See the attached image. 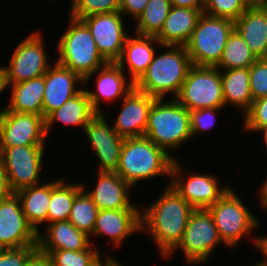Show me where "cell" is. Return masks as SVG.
Returning a JSON list of instances; mask_svg holds the SVG:
<instances>
[{
	"instance_id": "1",
	"label": "cell",
	"mask_w": 267,
	"mask_h": 266,
	"mask_svg": "<svg viewBox=\"0 0 267 266\" xmlns=\"http://www.w3.org/2000/svg\"><path fill=\"white\" fill-rule=\"evenodd\" d=\"M194 210L170 185L158 200L141 210V228L147 229L165 258L181 241Z\"/></svg>"
},
{
	"instance_id": "2",
	"label": "cell",
	"mask_w": 267,
	"mask_h": 266,
	"mask_svg": "<svg viewBox=\"0 0 267 266\" xmlns=\"http://www.w3.org/2000/svg\"><path fill=\"white\" fill-rule=\"evenodd\" d=\"M175 159L145 136L124 138L115 172L134 187L140 180L170 176Z\"/></svg>"
},
{
	"instance_id": "3",
	"label": "cell",
	"mask_w": 267,
	"mask_h": 266,
	"mask_svg": "<svg viewBox=\"0 0 267 266\" xmlns=\"http://www.w3.org/2000/svg\"><path fill=\"white\" fill-rule=\"evenodd\" d=\"M170 50L153 57L147 70L134 83V87L156 99H164L166 94L176 98L186 76L193 66L185 46L163 45Z\"/></svg>"
},
{
	"instance_id": "4",
	"label": "cell",
	"mask_w": 267,
	"mask_h": 266,
	"mask_svg": "<svg viewBox=\"0 0 267 266\" xmlns=\"http://www.w3.org/2000/svg\"><path fill=\"white\" fill-rule=\"evenodd\" d=\"M68 30L59 39L60 65L78 74L84 83L107 62L99 54L90 29L80 19L70 17Z\"/></svg>"
},
{
	"instance_id": "5",
	"label": "cell",
	"mask_w": 267,
	"mask_h": 266,
	"mask_svg": "<svg viewBox=\"0 0 267 266\" xmlns=\"http://www.w3.org/2000/svg\"><path fill=\"white\" fill-rule=\"evenodd\" d=\"M145 137L169 153L192 138L190 113L175 98L172 101L156 99L148 114Z\"/></svg>"
},
{
	"instance_id": "6",
	"label": "cell",
	"mask_w": 267,
	"mask_h": 266,
	"mask_svg": "<svg viewBox=\"0 0 267 266\" xmlns=\"http://www.w3.org/2000/svg\"><path fill=\"white\" fill-rule=\"evenodd\" d=\"M233 30L234 21L203 13L185 44L192 64L216 67Z\"/></svg>"
},
{
	"instance_id": "7",
	"label": "cell",
	"mask_w": 267,
	"mask_h": 266,
	"mask_svg": "<svg viewBox=\"0 0 267 266\" xmlns=\"http://www.w3.org/2000/svg\"><path fill=\"white\" fill-rule=\"evenodd\" d=\"M208 210L222 242L231 248L236 247L242 237L258 225L255 215L243 204L232 187Z\"/></svg>"
},
{
	"instance_id": "8",
	"label": "cell",
	"mask_w": 267,
	"mask_h": 266,
	"mask_svg": "<svg viewBox=\"0 0 267 266\" xmlns=\"http://www.w3.org/2000/svg\"><path fill=\"white\" fill-rule=\"evenodd\" d=\"M175 99L189 111L222 108L225 103L220 69L193 65Z\"/></svg>"
},
{
	"instance_id": "9",
	"label": "cell",
	"mask_w": 267,
	"mask_h": 266,
	"mask_svg": "<svg viewBox=\"0 0 267 266\" xmlns=\"http://www.w3.org/2000/svg\"><path fill=\"white\" fill-rule=\"evenodd\" d=\"M219 243L224 244L212 214L208 209H195L189 217L181 241L166 257L170 258L177 249H181L188 264L204 263Z\"/></svg>"
},
{
	"instance_id": "10",
	"label": "cell",
	"mask_w": 267,
	"mask_h": 266,
	"mask_svg": "<svg viewBox=\"0 0 267 266\" xmlns=\"http://www.w3.org/2000/svg\"><path fill=\"white\" fill-rule=\"evenodd\" d=\"M45 145L0 147V164L12 193L39 185Z\"/></svg>"
},
{
	"instance_id": "11",
	"label": "cell",
	"mask_w": 267,
	"mask_h": 266,
	"mask_svg": "<svg viewBox=\"0 0 267 266\" xmlns=\"http://www.w3.org/2000/svg\"><path fill=\"white\" fill-rule=\"evenodd\" d=\"M41 33H32L17 45L9 66L4 67L7 85L43 76L52 66L47 62Z\"/></svg>"
},
{
	"instance_id": "12",
	"label": "cell",
	"mask_w": 267,
	"mask_h": 266,
	"mask_svg": "<svg viewBox=\"0 0 267 266\" xmlns=\"http://www.w3.org/2000/svg\"><path fill=\"white\" fill-rule=\"evenodd\" d=\"M181 174H183L182 167L178 159H175L170 174L173 179L169 185L194 209H208L231 188L228 185L220 187L218 180L210 174L191 173L187 179H181Z\"/></svg>"
},
{
	"instance_id": "13",
	"label": "cell",
	"mask_w": 267,
	"mask_h": 266,
	"mask_svg": "<svg viewBox=\"0 0 267 266\" xmlns=\"http://www.w3.org/2000/svg\"><path fill=\"white\" fill-rule=\"evenodd\" d=\"M46 136L43 116L0 110V147L45 145Z\"/></svg>"
},
{
	"instance_id": "14",
	"label": "cell",
	"mask_w": 267,
	"mask_h": 266,
	"mask_svg": "<svg viewBox=\"0 0 267 266\" xmlns=\"http://www.w3.org/2000/svg\"><path fill=\"white\" fill-rule=\"evenodd\" d=\"M120 11L89 15L81 20L90 29L97 50L106 62H117L127 39Z\"/></svg>"
},
{
	"instance_id": "15",
	"label": "cell",
	"mask_w": 267,
	"mask_h": 266,
	"mask_svg": "<svg viewBox=\"0 0 267 266\" xmlns=\"http://www.w3.org/2000/svg\"><path fill=\"white\" fill-rule=\"evenodd\" d=\"M38 233L22 212L19 198L12 193L0 201V249L37 246Z\"/></svg>"
},
{
	"instance_id": "16",
	"label": "cell",
	"mask_w": 267,
	"mask_h": 266,
	"mask_svg": "<svg viewBox=\"0 0 267 266\" xmlns=\"http://www.w3.org/2000/svg\"><path fill=\"white\" fill-rule=\"evenodd\" d=\"M106 121L104 113H97L83 130L99 158V171L115 172L124 138Z\"/></svg>"
},
{
	"instance_id": "17",
	"label": "cell",
	"mask_w": 267,
	"mask_h": 266,
	"mask_svg": "<svg viewBox=\"0 0 267 266\" xmlns=\"http://www.w3.org/2000/svg\"><path fill=\"white\" fill-rule=\"evenodd\" d=\"M156 98L137 90L135 87L123 98V108L113 129L123 138L143 137L148 114Z\"/></svg>"
},
{
	"instance_id": "18",
	"label": "cell",
	"mask_w": 267,
	"mask_h": 266,
	"mask_svg": "<svg viewBox=\"0 0 267 266\" xmlns=\"http://www.w3.org/2000/svg\"><path fill=\"white\" fill-rule=\"evenodd\" d=\"M43 117L60 108L68 99L77 95L76 83L84 80L75 72L56 62L44 74Z\"/></svg>"
},
{
	"instance_id": "19",
	"label": "cell",
	"mask_w": 267,
	"mask_h": 266,
	"mask_svg": "<svg viewBox=\"0 0 267 266\" xmlns=\"http://www.w3.org/2000/svg\"><path fill=\"white\" fill-rule=\"evenodd\" d=\"M141 229L140 209L98 210L91 236H108L118 246L130 234Z\"/></svg>"
},
{
	"instance_id": "20",
	"label": "cell",
	"mask_w": 267,
	"mask_h": 266,
	"mask_svg": "<svg viewBox=\"0 0 267 266\" xmlns=\"http://www.w3.org/2000/svg\"><path fill=\"white\" fill-rule=\"evenodd\" d=\"M97 186L87 191L98 210L139 209L129 198L132 188L116 172L98 171Z\"/></svg>"
},
{
	"instance_id": "21",
	"label": "cell",
	"mask_w": 267,
	"mask_h": 266,
	"mask_svg": "<svg viewBox=\"0 0 267 266\" xmlns=\"http://www.w3.org/2000/svg\"><path fill=\"white\" fill-rule=\"evenodd\" d=\"M234 29L259 58H267V4H254L235 21Z\"/></svg>"
},
{
	"instance_id": "22",
	"label": "cell",
	"mask_w": 267,
	"mask_h": 266,
	"mask_svg": "<svg viewBox=\"0 0 267 266\" xmlns=\"http://www.w3.org/2000/svg\"><path fill=\"white\" fill-rule=\"evenodd\" d=\"M98 71L96 90L91 91L85 89L93 109L97 113H104L100 108V100L115 101L122 96H126L134 87V83L126 82L125 72L120 68L117 62H107L105 65L100 67ZM128 83V84H127ZM127 84V85H126ZM101 98V99H100Z\"/></svg>"
},
{
	"instance_id": "23",
	"label": "cell",
	"mask_w": 267,
	"mask_h": 266,
	"mask_svg": "<svg viewBox=\"0 0 267 266\" xmlns=\"http://www.w3.org/2000/svg\"><path fill=\"white\" fill-rule=\"evenodd\" d=\"M46 236L38 234V250L49 255L53 250L82 251L91 247V236L78 230L69 221L50 223ZM90 238V240H89Z\"/></svg>"
},
{
	"instance_id": "24",
	"label": "cell",
	"mask_w": 267,
	"mask_h": 266,
	"mask_svg": "<svg viewBox=\"0 0 267 266\" xmlns=\"http://www.w3.org/2000/svg\"><path fill=\"white\" fill-rule=\"evenodd\" d=\"M204 8H187L172 6L157 40L163 45L185 46Z\"/></svg>"
},
{
	"instance_id": "25",
	"label": "cell",
	"mask_w": 267,
	"mask_h": 266,
	"mask_svg": "<svg viewBox=\"0 0 267 266\" xmlns=\"http://www.w3.org/2000/svg\"><path fill=\"white\" fill-rule=\"evenodd\" d=\"M136 35V38L129 37L128 35L123 46L121 57L117 61V64L124 71L126 68L125 61L128 63V73H130L129 80L133 83H135L149 67L155 53H157L155 45H161L156 37Z\"/></svg>"
},
{
	"instance_id": "26",
	"label": "cell",
	"mask_w": 267,
	"mask_h": 266,
	"mask_svg": "<svg viewBox=\"0 0 267 266\" xmlns=\"http://www.w3.org/2000/svg\"><path fill=\"white\" fill-rule=\"evenodd\" d=\"M96 114L97 112L93 109L85 89H81L77 95L68 99L60 108L45 118L46 135L56 122L80 126L84 129Z\"/></svg>"
},
{
	"instance_id": "27",
	"label": "cell",
	"mask_w": 267,
	"mask_h": 266,
	"mask_svg": "<svg viewBox=\"0 0 267 266\" xmlns=\"http://www.w3.org/2000/svg\"><path fill=\"white\" fill-rule=\"evenodd\" d=\"M12 97L8 111L43 116L44 75L11 85Z\"/></svg>"
},
{
	"instance_id": "28",
	"label": "cell",
	"mask_w": 267,
	"mask_h": 266,
	"mask_svg": "<svg viewBox=\"0 0 267 266\" xmlns=\"http://www.w3.org/2000/svg\"><path fill=\"white\" fill-rule=\"evenodd\" d=\"M20 200L22 212L28 223L39 234L38 225L47 222L51 200V182L23 188L15 193Z\"/></svg>"
},
{
	"instance_id": "29",
	"label": "cell",
	"mask_w": 267,
	"mask_h": 266,
	"mask_svg": "<svg viewBox=\"0 0 267 266\" xmlns=\"http://www.w3.org/2000/svg\"><path fill=\"white\" fill-rule=\"evenodd\" d=\"M220 73L225 105L239 107L245 114L253 102L249 68L227 69Z\"/></svg>"
},
{
	"instance_id": "30",
	"label": "cell",
	"mask_w": 267,
	"mask_h": 266,
	"mask_svg": "<svg viewBox=\"0 0 267 266\" xmlns=\"http://www.w3.org/2000/svg\"><path fill=\"white\" fill-rule=\"evenodd\" d=\"M84 185L64 183V180L51 181V200L47 212V222L68 221L76 195Z\"/></svg>"
},
{
	"instance_id": "31",
	"label": "cell",
	"mask_w": 267,
	"mask_h": 266,
	"mask_svg": "<svg viewBox=\"0 0 267 266\" xmlns=\"http://www.w3.org/2000/svg\"><path fill=\"white\" fill-rule=\"evenodd\" d=\"M257 59L248 44L234 29L229 35L219 64L216 67L218 69L223 68L222 70L249 68Z\"/></svg>"
},
{
	"instance_id": "32",
	"label": "cell",
	"mask_w": 267,
	"mask_h": 266,
	"mask_svg": "<svg viewBox=\"0 0 267 266\" xmlns=\"http://www.w3.org/2000/svg\"><path fill=\"white\" fill-rule=\"evenodd\" d=\"M171 7L170 0H149L143 12L136 19L138 22L135 33L156 37L161 31Z\"/></svg>"
},
{
	"instance_id": "33",
	"label": "cell",
	"mask_w": 267,
	"mask_h": 266,
	"mask_svg": "<svg viewBox=\"0 0 267 266\" xmlns=\"http://www.w3.org/2000/svg\"><path fill=\"white\" fill-rule=\"evenodd\" d=\"M84 189L76 195L68 221L90 236L94 229L98 208Z\"/></svg>"
},
{
	"instance_id": "34",
	"label": "cell",
	"mask_w": 267,
	"mask_h": 266,
	"mask_svg": "<svg viewBox=\"0 0 267 266\" xmlns=\"http://www.w3.org/2000/svg\"><path fill=\"white\" fill-rule=\"evenodd\" d=\"M82 251L53 250L48 256L52 266H98L102 261L96 247Z\"/></svg>"
},
{
	"instance_id": "35",
	"label": "cell",
	"mask_w": 267,
	"mask_h": 266,
	"mask_svg": "<svg viewBox=\"0 0 267 266\" xmlns=\"http://www.w3.org/2000/svg\"><path fill=\"white\" fill-rule=\"evenodd\" d=\"M251 5L248 0H204L203 13L235 21Z\"/></svg>"
},
{
	"instance_id": "36",
	"label": "cell",
	"mask_w": 267,
	"mask_h": 266,
	"mask_svg": "<svg viewBox=\"0 0 267 266\" xmlns=\"http://www.w3.org/2000/svg\"><path fill=\"white\" fill-rule=\"evenodd\" d=\"M70 8V17L81 20L89 15L119 11L120 0H73Z\"/></svg>"
},
{
	"instance_id": "37",
	"label": "cell",
	"mask_w": 267,
	"mask_h": 266,
	"mask_svg": "<svg viewBox=\"0 0 267 266\" xmlns=\"http://www.w3.org/2000/svg\"><path fill=\"white\" fill-rule=\"evenodd\" d=\"M244 129L260 132L267 128V96L253 100L250 109L244 114Z\"/></svg>"
},
{
	"instance_id": "38",
	"label": "cell",
	"mask_w": 267,
	"mask_h": 266,
	"mask_svg": "<svg viewBox=\"0 0 267 266\" xmlns=\"http://www.w3.org/2000/svg\"><path fill=\"white\" fill-rule=\"evenodd\" d=\"M250 87L253 100L267 96V58L257 59L249 67Z\"/></svg>"
},
{
	"instance_id": "39",
	"label": "cell",
	"mask_w": 267,
	"mask_h": 266,
	"mask_svg": "<svg viewBox=\"0 0 267 266\" xmlns=\"http://www.w3.org/2000/svg\"><path fill=\"white\" fill-rule=\"evenodd\" d=\"M220 109L222 108H203L189 111L192 138L193 136L196 137L197 133L209 130L215 124V114Z\"/></svg>"
},
{
	"instance_id": "40",
	"label": "cell",
	"mask_w": 267,
	"mask_h": 266,
	"mask_svg": "<svg viewBox=\"0 0 267 266\" xmlns=\"http://www.w3.org/2000/svg\"><path fill=\"white\" fill-rule=\"evenodd\" d=\"M37 250V246L0 249V266H25Z\"/></svg>"
},
{
	"instance_id": "41",
	"label": "cell",
	"mask_w": 267,
	"mask_h": 266,
	"mask_svg": "<svg viewBox=\"0 0 267 266\" xmlns=\"http://www.w3.org/2000/svg\"><path fill=\"white\" fill-rule=\"evenodd\" d=\"M149 0H120L119 11L124 14H130L137 19L145 9Z\"/></svg>"
},
{
	"instance_id": "42",
	"label": "cell",
	"mask_w": 267,
	"mask_h": 266,
	"mask_svg": "<svg viewBox=\"0 0 267 266\" xmlns=\"http://www.w3.org/2000/svg\"><path fill=\"white\" fill-rule=\"evenodd\" d=\"M25 266H52L48 255L37 250L27 261Z\"/></svg>"
},
{
	"instance_id": "43",
	"label": "cell",
	"mask_w": 267,
	"mask_h": 266,
	"mask_svg": "<svg viewBox=\"0 0 267 266\" xmlns=\"http://www.w3.org/2000/svg\"><path fill=\"white\" fill-rule=\"evenodd\" d=\"M12 194L7 177L0 164V201L7 199Z\"/></svg>"
},
{
	"instance_id": "44",
	"label": "cell",
	"mask_w": 267,
	"mask_h": 266,
	"mask_svg": "<svg viewBox=\"0 0 267 266\" xmlns=\"http://www.w3.org/2000/svg\"><path fill=\"white\" fill-rule=\"evenodd\" d=\"M172 6L187 8H204V0H170Z\"/></svg>"
},
{
	"instance_id": "45",
	"label": "cell",
	"mask_w": 267,
	"mask_h": 266,
	"mask_svg": "<svg viewBox=\"0 0 267 266\" xmlns=\"http://www.w3.org/2000/svg\"><path fill=\"white\" fill-rule=\"evenodd\" d=\"M254 245L257 246L259 251L263 254L265 260L261 261V266H267V236H261L253 240Z\"/></svg>"
},
{
	"instance_id": "46",
	"label": "cell",
	"mask_w": 267,
	"mask_h": 266,
	"mask_svg": "<svg viewBox=\"0 0 267 266\" xmlns=\"http://www.w3.org/2000/svg\"><path fill=\"white\" fill-rule=\"evenodd\" d=\"M259 194H260L259 197L261 199L260 203H262L261 205H263L264 208L267 209V178L264 181L263 185L261 186Z\"/></svg>"
},
{
	"instance_id": "47",
	"label": "cell",
	"mask_w": 267,
	"mask_h": 266,
	"mask_svg": "<svg viewBox=\"0 0 267 266\" xmlns=\"http://www.w3.org/2000/svg\"><path fill=\"white\" fill-rule=\"evenodd\" d=\"M8 87L6 82V74L4 67H0V93H2Z\"/></svg>"
},
{
	"instance_id": "48",
	"label": "cell",
	"mask_w": 267,
	"mask_h": 266,
	"mask_svg": "<svg viewBox=\"0 0 267 266\" xmlns=\"http://www.w3.org/2000/svg\"><path fill=\"white\" fill-rule=\"evenodd\" d=\"M252 5L254 4H267V0H248Z\"/></svg>"
},
{
	"instance_id": "49",
	"label": "cell",
	"mask_w": 267,
	"mask_h": 266,
	"mask_svg": "<svg viewBox=\"0 0 267 266\" xmlns=\"http://www.w3.org/2000/svg\"><path fill=\"white\" fill-rule=\"evenodd\" d=\"M261 132L263 133L264 142H265V144H266V147H267V128H266V129H263V130H261Z\"/></svg>"
},
{
	"instance_id": "50",
	"label": "cell",
	"mask_w": 267,
	"mask_h": 266,
	"mask_svg": "<svg viewBox=\"0 0 267 266\" xmlns=\"http://www.w3.org/2000/svg\"><path fill=\"white\" fill-rule=\"evenodd\" d=\"M102 260V262L98 266H105V262Z\"/></svg>"
}]
</instances>
